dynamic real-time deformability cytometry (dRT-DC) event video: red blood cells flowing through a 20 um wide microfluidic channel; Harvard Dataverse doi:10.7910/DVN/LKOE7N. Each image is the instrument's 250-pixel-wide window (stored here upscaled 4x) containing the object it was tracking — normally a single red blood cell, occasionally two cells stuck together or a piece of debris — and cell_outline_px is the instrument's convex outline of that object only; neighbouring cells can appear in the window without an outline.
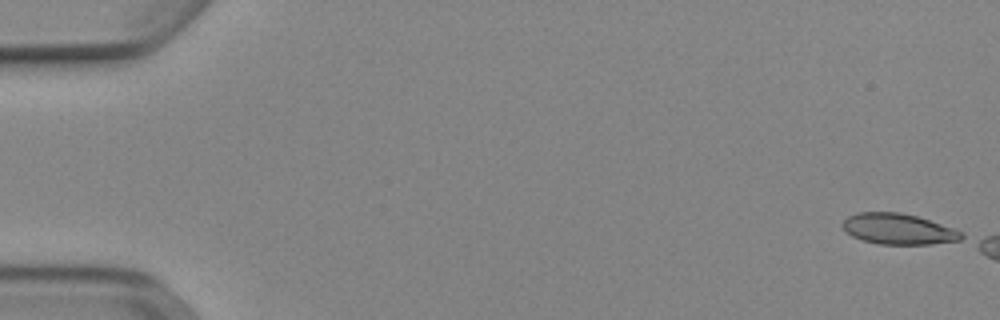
{"species": "Egyptian fruit bat (a non-hibernating species)", "species_latin": "Rousettus aegyptiacus", "temperature_condition": "cold", "stored_images_in_passage": 6, "camera_frame_rate_fps": 3000, "um_per_image_px": 0.085, "animal": {"sex": "female"}, "frame": {"image": 1, "passage_image": 1, "time_ms": 0.0, "image_size_px": [1000, 320], "cell_outline_px": [[964, 236], [960, 240], [932, 244], [876, 244], [852, 236], [844, 232], [840, 224], [848, 216], [856, 212], [900, 212], [916, 216], [964, 232]], "centroid_in_image_um": [76.31, 19.46], "position_along_channel_um": 8.7, "area_um2": 21.39}}